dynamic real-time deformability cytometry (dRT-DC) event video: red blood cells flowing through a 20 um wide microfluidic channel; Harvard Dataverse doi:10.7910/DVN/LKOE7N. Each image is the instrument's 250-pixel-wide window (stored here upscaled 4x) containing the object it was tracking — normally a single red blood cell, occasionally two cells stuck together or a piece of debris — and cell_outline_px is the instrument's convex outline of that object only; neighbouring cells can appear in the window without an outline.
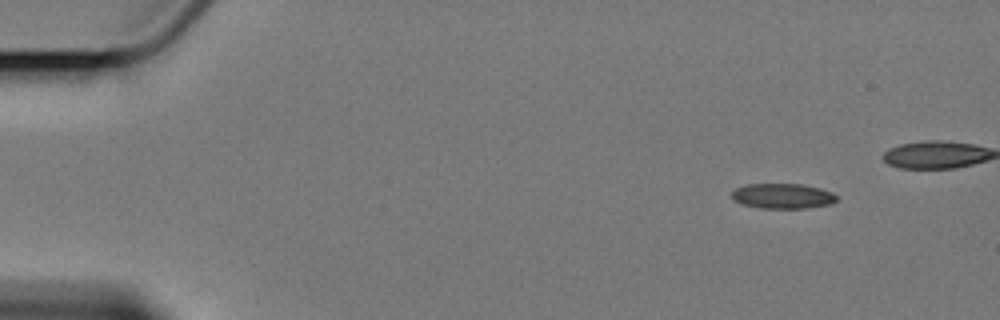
{"species": "Egyptian fruit bat (a non-hibernating species)", "species_latin": "Rousettus aegyptiacus", "temperature_condition": "cold", "stored_images_in_passage": 6, "segment_of_instrument_passage": [1, 2], "camera_frame_rate_fps": 3000, "um_per_image_px": 0.085, "animal": {"sex": "female"}, "frame": {"image": 1, "passage_image": 1, "time_ms": 0.0, "image_size_px": [1000, 320], "cell_outline_px": [[836, 200], [832, 204], [808, 208], [760, 208], [740, 204], [732, 200], [732, 192], [736, 188], [748, 184], [804, 184], [820, 188], [832, 192], [836, 196]], "centroid_in_image_um": [66.52, 16.67], "position_along_channel_um": 18.5, "area_um2": 15.49}}
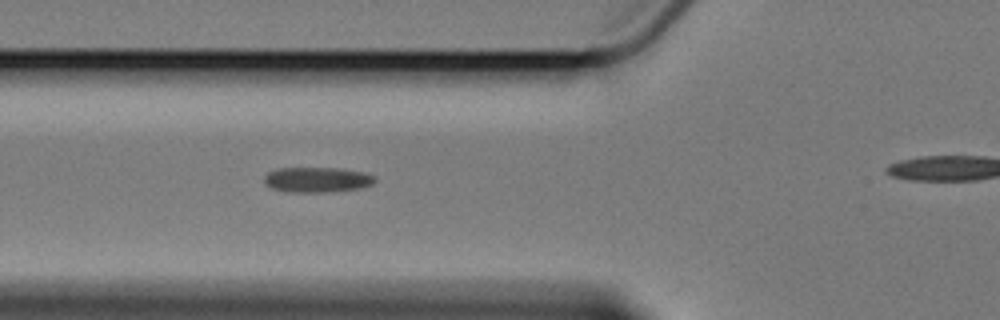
{"frame": {"image": 2, "passage_image": 5, "time_ms": 5.333, "image_size_px": [1000, 320], "cell_outline_px": [[376, 180], [372, 184], [360, 188], [328, 192], [284, 192], [272, 188], [264, 184], [264, 176], [268, 172], [276, 168], [340, 168], [364, 172], [376, 176]], "centroid_in_image_um": [26.93, 15.27], "position_along_channel_um": 98.9, "area_um2": 16.47}}